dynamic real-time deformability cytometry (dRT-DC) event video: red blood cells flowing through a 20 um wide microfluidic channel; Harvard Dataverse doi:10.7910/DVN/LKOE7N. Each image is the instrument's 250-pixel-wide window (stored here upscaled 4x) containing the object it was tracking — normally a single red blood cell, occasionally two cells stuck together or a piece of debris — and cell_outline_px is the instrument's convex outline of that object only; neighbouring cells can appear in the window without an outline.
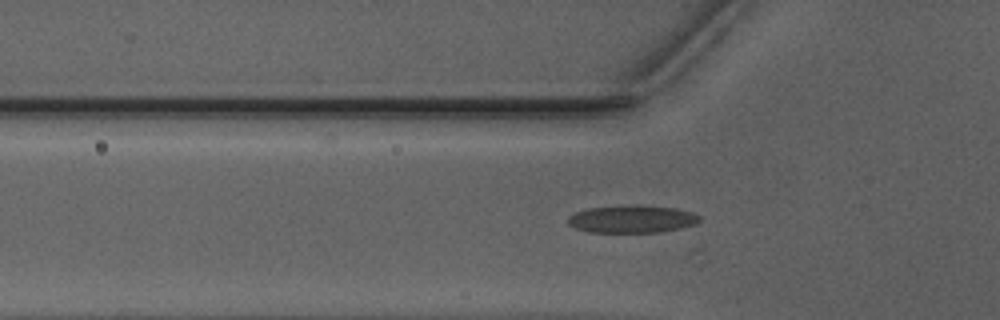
{"species": "Egyptian fruit bat (a non-hibernating species)", "species_latin": "Rousettus aegyptiacus", "temperature_condition": "warm", "stored_images_in_passage": 10, "camera_frame_rate_fps": 3000, "um_per_image_px": 0.085, "animal": {"sex": "male"}, "frame": {"image": 1, "passage_image": 2, "time_ms": 0.333, "image_size_px": [1000, 320], "cell_outline_px": [[700, 220], [692, 224], [680, 228], [660, 232], [588, 232], [576, 228], [568, 224], [568, 216], [576, 212], [588, 208], [636, 204], [640, 204], [676, 208], [692, 212], [700, 216]], "centroid_in_image_um": [53.7, 18.6], "position_along_channel_um": 72.1, "area_um2": 21.21}}
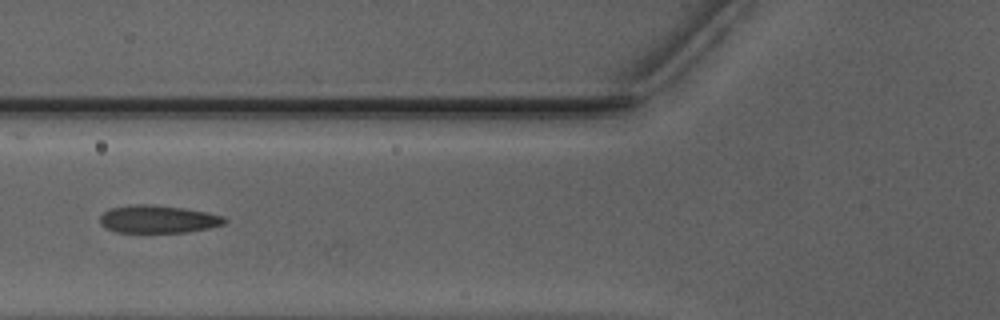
{"frame": {"image": 2, "passage_image": 5, "time_ms": 1.333, "image_size_px": [1000, 320], "cell_outline_px": [[228, 220], [224, 224], [208, 228], [188, 232], [116, 232], [104, 228], [100, 224], [100, 216], [104, 212], [112, 208], [132, 204], [148, 204], [184, 208], [208, 212], [224, 216]], "centroid_in_image_um": [13.44, 18.63], "position_along_channel_um": 112.4, "area_um2": 20.23}}
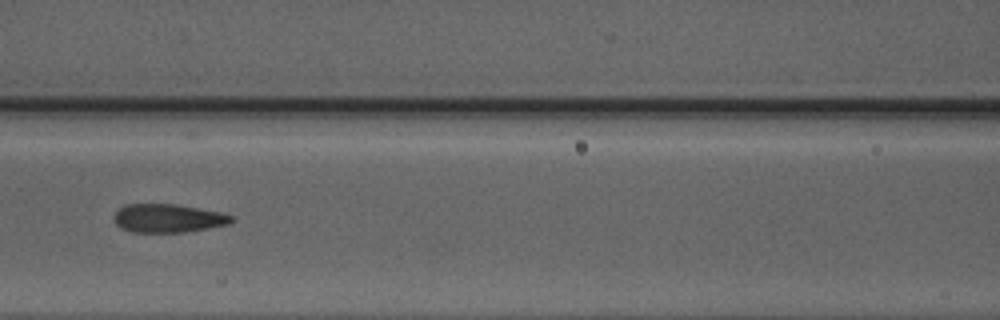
{"frame": {"image": 3, "passage_image": 8, "time_ms": 2.333, "image_size_px": [1000, 320], "cell_outline_px": [[236, 220], [228, 224], [208, 228], [184, 232], [132, 232], [120, 228], [116, 224], [116, 212], [124, 204], [176, 204], [220, 212], [236, 216]], "centroid_in_image_um": [14.33, 18.55], "position_along_channel_um": 152.3, "area_um2": 19.48}}